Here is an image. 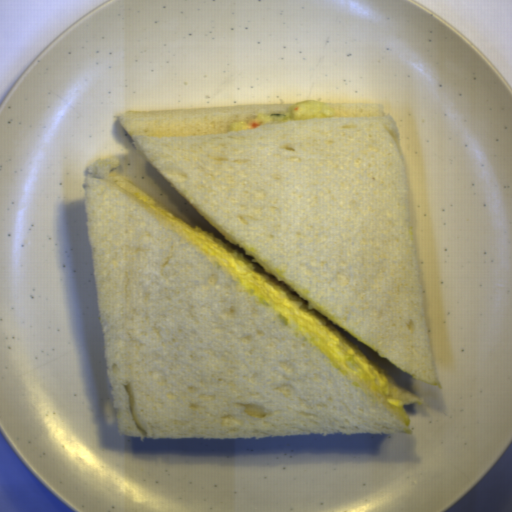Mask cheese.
Segmentation results:
<instances>
[{"instance_id":"cheese-1","label":"cheese","mask_w":512,"mask_h":512,"mask_svg":"<svg viewBox=\"0 0 512 512\" xmlns=\"http://www.w3.org/2000/svg\"><path fill=\"white\" fill-rule=\"evenodd\" d=\"M150 205L197 247L270 305L335 365L371 388L397 419L409 427L406 407L396 396L391 380L359 349L303 300L273 281L243 252L215 234L187 221L143 192L131 191Z\"/></svg>"}]
</instances>
